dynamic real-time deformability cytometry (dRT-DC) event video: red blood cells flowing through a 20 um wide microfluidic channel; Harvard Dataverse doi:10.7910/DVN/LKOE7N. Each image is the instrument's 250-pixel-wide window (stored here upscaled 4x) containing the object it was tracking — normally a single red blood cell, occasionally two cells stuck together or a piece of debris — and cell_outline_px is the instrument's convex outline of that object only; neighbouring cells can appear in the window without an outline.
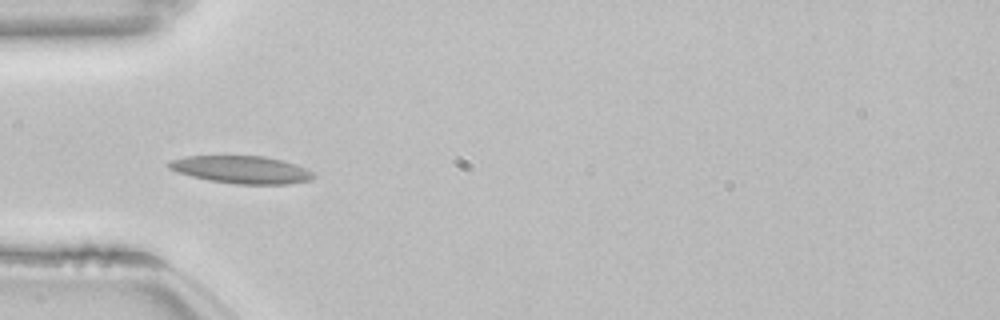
{"species": "common noctule bat (a hibernating species)", "species_latin": "Nyctalus noctula", "temperature_condition": "room temperature", "stored_images_in_passage": 37, "camera_frame_rate_fps": 3000, "um_per_image_px": 0.085, "animal": {"sex": "female", "body_mass_g": 22.7, "forearm_length_mm": 54.2}, "frame": {"image": 1, "passage_image": 11, "time_ms": 3.333, "image_size_px": [1000, 320], "cell_outline_px": [[316, 176], [312, 180], [288, 184], [236, 184], [208, 180], [192, 176], [168, 168], [168, 160], [184, 156], [264, 156], [296, 164], [312, 172]], "centroid_in_image_um": [20.53, 14.42], "position_along_channel_um": 64.5, "area_um2": 23.18}, "authors_computed_cell_mechanics": {"area_um2": 21.9062, "velocity_mm_per_s": 3.8107, "shape_relaxation_time_tau1_ms": null, "shape_relaxation_time_tau2_ms": 3.0355, "deformation_change_tau1": null, "deformation_change_tau2": 0.095}}